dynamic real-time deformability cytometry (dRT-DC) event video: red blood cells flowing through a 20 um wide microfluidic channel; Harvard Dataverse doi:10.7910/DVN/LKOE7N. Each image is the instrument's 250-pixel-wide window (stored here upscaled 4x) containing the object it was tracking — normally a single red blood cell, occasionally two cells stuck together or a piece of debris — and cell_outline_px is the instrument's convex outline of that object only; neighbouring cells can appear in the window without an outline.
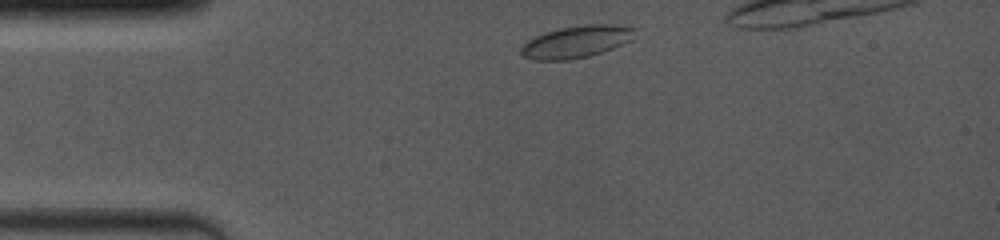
{"species": "common noctule bat (a hibernating species)", "species_latin": "Nyctalus noctula", "temperature_condition": "room temperature", "stored_images_in_passage": 5, "camera_frame_rate_fps": 4000, "um_per_image_px": 0.085, "animal": {"sex": "female", "body_mass_g": 19.0, "forearm_length_mm": 53.3}, "frame": {"image": 1, "passage_image": 1, "time_ms": 0.0, "image_size_px": [1000, 240], "cell_outline_px": [[636, 28], [632, 40], [612, 48], [588, 56], [568, 60], [536, 60], [524, 56], [520, 52], [520, 48], [528, 40], [536, 36], [560, 28], [588, 24], [612, 24]], "centroid_in_image_um": [49.0, 3.55], "position_along_channel_um": 36.0, "area_um2": 20.98}}
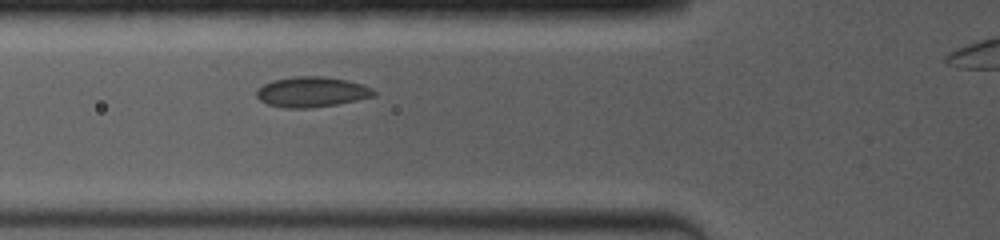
{"frame": {"image": 2, "passage_image": 5, "time_ms": 2.5, "image_size_px": [1000, 240], "cell_outline_px": [[376, 96], [336, 104], [312, 108], [284, 108], [268, 104], [260, 100], [256, 96], [256, 88], [272, 80], [292, 76], [324, 76], [344, 80], [360, 84], [372, 88], [376, 92]], "centroid_in_image_um": [26.46, 7.81], "position_along_channel_um": 99.3, "area_um2": 20.75}}